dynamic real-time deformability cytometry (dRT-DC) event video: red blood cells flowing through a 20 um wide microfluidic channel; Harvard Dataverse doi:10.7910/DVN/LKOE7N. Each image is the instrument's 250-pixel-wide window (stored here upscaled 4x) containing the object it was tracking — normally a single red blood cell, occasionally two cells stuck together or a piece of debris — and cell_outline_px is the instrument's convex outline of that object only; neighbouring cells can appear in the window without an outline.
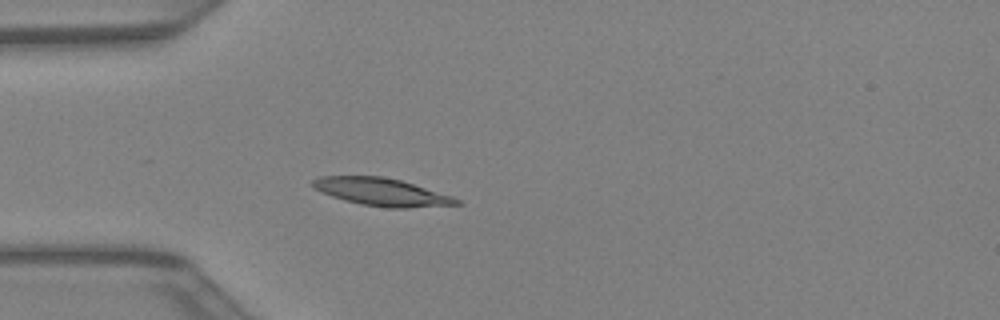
{"species": "Egyptian fruit bat (a non-hibernating species)", "species_latin": "Rousettus aegyptiacus", "temperature_condition": "warm", "stored_images_in_passage": 42, "camera_frame_rate_fps": 3000, "um_per_image_px": 0.085, "animal": {"sex": "female"}, "frame": {"image": 1, "passage_image": 12, "time_ms": 3.667, "image_size_px": [1000, 320], "cell_outline_px": [[464, 204], [408, 208], [388, 208], [360, 204], [344, 200], [320, 192], [312, 184], [312, 180], [320, 176], [380, 176], [400, 180], [452, 196], [460, 200]], "centroid_in_image_um": [32.45, 16.33], "position_along_channel_um": 52.5, "area_um2": 23.06}}
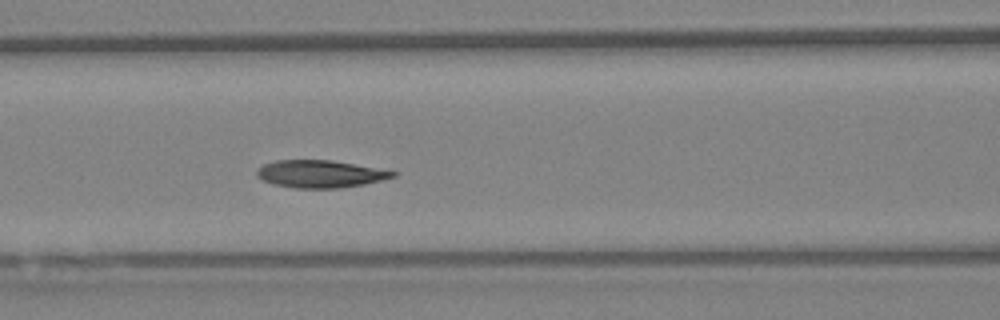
{"frame": {"image": 2, "passage_image": 18, "time_ms": 5.667, "image_size_px": [1000, 320], "cell_outline_px": [[396, 176], [364, 184], [340, 188], [292, 188], [272, 184], [256, 176], [256, 172], [264, 164], [276, 160], [332, 160], [396, 172]], "centroid_in_image_um": [27.17, 14.79], "position_along_channel_um": 139.4, "area_um2": 21.5}}
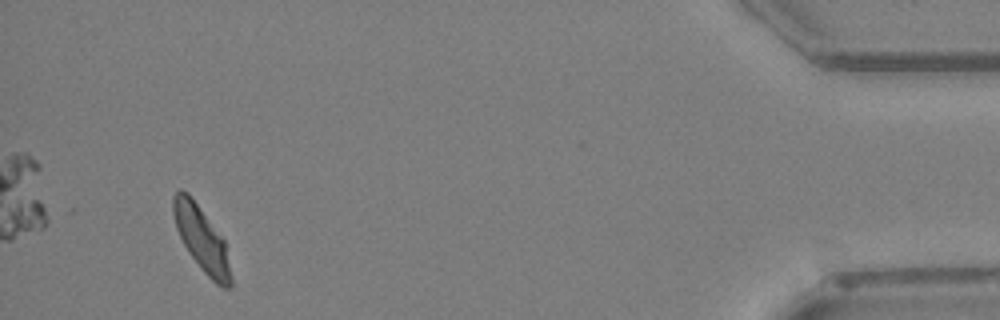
{"frame": {"image": 3, "passage_image": 40, "time_ms": 13.0, "image_size_px": [1000, 320], "cell_outline_px": [[232, 284], [228, 288], [224, 288], [216, 284], [204, 272], [192, 256], [184, 244], [176, 228], [172, 212], [172, 196], [180, 188], [188, 192], [224, 240], [232, 280]], "centroid_in_image_um": [17.11, 20.28], "position_along_channel_um": 418.1, "area_um2": 21.27}}